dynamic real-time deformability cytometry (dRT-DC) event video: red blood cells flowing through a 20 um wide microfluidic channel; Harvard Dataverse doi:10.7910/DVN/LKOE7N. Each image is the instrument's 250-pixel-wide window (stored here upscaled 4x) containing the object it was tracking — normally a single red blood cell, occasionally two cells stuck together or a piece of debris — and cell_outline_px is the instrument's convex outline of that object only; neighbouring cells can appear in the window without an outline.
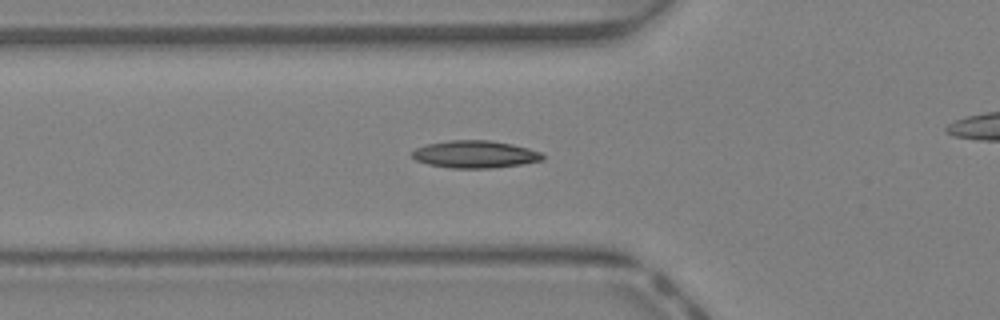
{"species": "Egyptian fruit bat (a non-hibernating species)", "species_latin": "Rousettus aegyptiacus", "temperature_condition": "warm", "stored_images_in_passage": 39, "camera_frame_rate_fps": 3000, "um_per_image_px": 0.085, "animal": {"sex": "female"}, "frame": {"image": 1, "passage_image": 16, "time_ms": 5.0, "image_size_px": [1000, 320], "cell_outline_px": [[544, 160], [520, 164], [492, 168], [452, 168], [428, 164], [416, 160], [412, 156], [412, 152], [416, 148], [428, 144], [452, 140], [488, 140], [512, 144], [528, 148], [540, 152], [544, 156]], "centroid_in_image_um": [40.39, 13.11], "position_along_channel_um": 85.4, "area_um2": 20.63}}
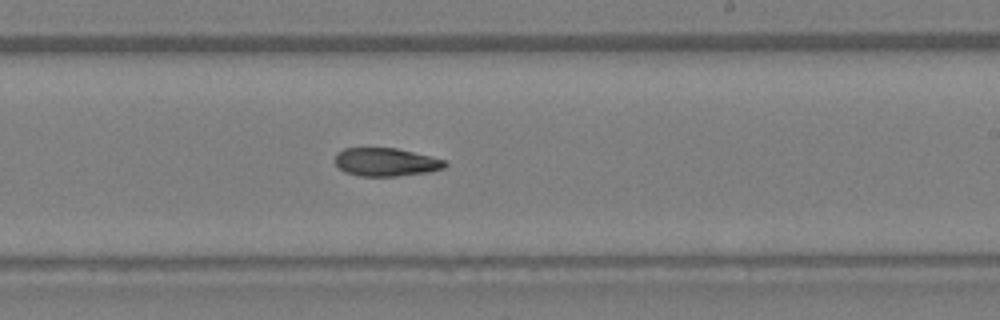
{"frame": {"image": 2, "passage_image": 27, "time_ms": 8.667, "image_size_px": [1000, 320], "cell_outline_px": [[448, 164], [444, 168], [428, 172], [396, 176], [360, 176], [344, 172], [332, 160], [336, 152], [344, 148], [396, 148], [448, 160]], "centroid_in_image_um": [32.79, 13.77], "position_along_channel_um": 256.2, "area_um2": 18.32}}
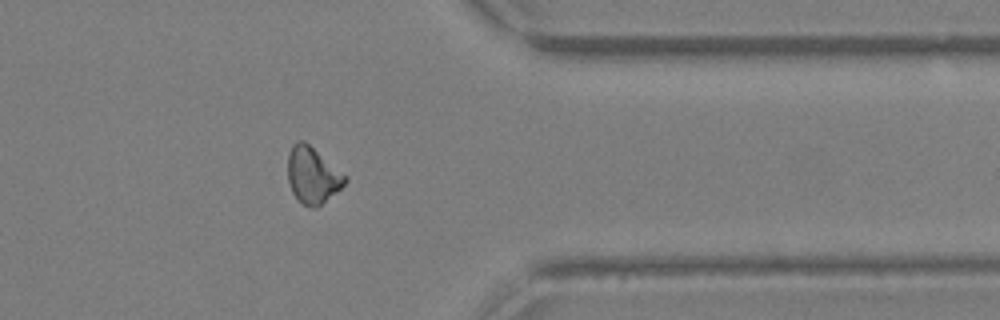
{"frame": {"image": 3, "passage_image": 36, "time_ms": 11.667, "image_size_px": [1000, 320], "cell_outline_px": [[348, 180], [336, 192], [316, 208], [312, 208], [304, 204], [292, 192], [288, 180], [288, 152], [292, 144], [296, 140], [304, 140], [348, 176]], "centroid_in_image_um": [26.57, 14.86], "position_along_channel_um": 384.8, "area_um2": 18.79}}